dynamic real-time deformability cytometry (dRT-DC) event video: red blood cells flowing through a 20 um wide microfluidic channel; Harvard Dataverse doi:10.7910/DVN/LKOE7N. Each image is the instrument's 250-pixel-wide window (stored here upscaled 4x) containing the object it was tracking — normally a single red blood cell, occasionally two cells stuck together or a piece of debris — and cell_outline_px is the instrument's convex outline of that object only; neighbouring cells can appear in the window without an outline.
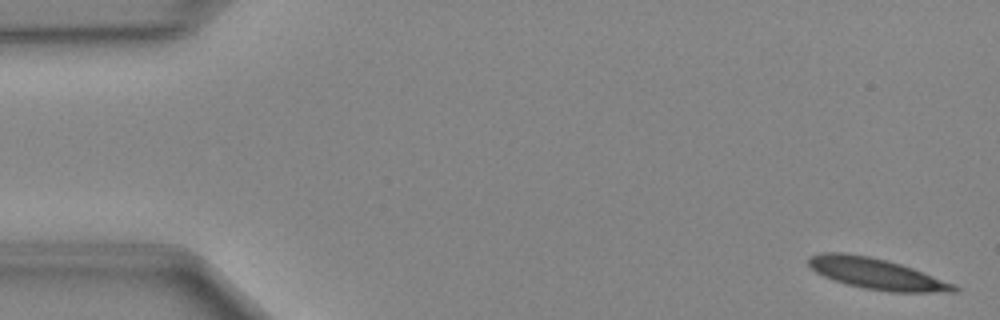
{"species": "Egyptian fruit bat (a non-hibernating species)", "species_latin": "Rousettus aegyptiacus", "temperature_condition": "cold", "stored_images_in_passage": 12, "camera_frame_rate_fps": 3000, "um_per_image_px": 0.085, "animal": {"sex": "female"}, "frame": {"image": 1, "passage_image": 1, "time_ms": 0.0, "image_size_px": [1000, 320], "cell_outline_px": [[960, 292], [888, 292], [864, 288], [832, 280], [816, 272], [808, 264], [808, 256], [820, 252], [844, 252], [868, 256], [888, 260], [912, 268], [956, 284], [960, 288]], "centroid_in_image_um": [74.51, 23.27], "position_along_channel_um": 10.5, "area_um2": 26.41}}